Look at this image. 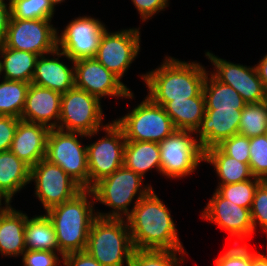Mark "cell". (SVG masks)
I'll return each mask as SVG.
<instances>
[{
  "label": "cell",
  "mask_w": 267,
  "mask_h": 266,
  "mask_svg": "<svg viewBox=\"0 0 267 266\" xmlns=\"http://www.w3.org/2000/svg\"><path fill=\"white\" fill-rule=\"evenodd\" d=\"M170 210L152 189L126 218L134 249L184 250Z\"/></svg>",
  "instance_id": "6da1fadb"
},
{
  "label": "cell",
  "mask_w": 267,
  "mask_h": 266,
  "mask_svg": "<svg viewBox=\"0 0 267 266\" xmlns=\"http://www.w3.org/2000/svg\"><path fill=\"white\" fill-rule=\"evenodd\" d=\"M208 72L197 62L188 63L165 56L163 64L141 76L149 90L147 96L155 104L164 106L174 99L198 96L203 91Z\"/></svg>",
  "instance_id": "7a4b0ae2"
},
{
  "label": "cell",
  "mask_w": 267,
  "mask_h": 266,
  "mask_svg": "<svg viewBox=\"0 0 267 266\" xmlns=\"http://www.w3.org/2000/svg\"><path fill=\"white\" fill-rule=\"evenodd\" d=\"M91 189H83L72 199L49 209L46 214L51 219L62 257L73 252L86 250L88 234L92 222L97 217L95 201Z\"/></svg>",
  "instance_id": "3957f363"
},
{
  "label": "cell",
  "mask_w": 267,
  "mask_h": 266,
  "mask_svg": "<svg viewBox=\"0 0 267 266\" xmlns=\"http://www.w3.org/2000/svg\"><path fill=\"white\" fill-rule=\"evenodd\" d=\"M85 251L102 266H129L134 247L127 220L97 216Z\"/></svg>",
  "instance_id": "277c9868"
},
{
  "label": "cell",
  "mask_w": 267,
  "mask_h": 266,
  "mask_svg": "<svg viewBox=\"0 0 267 266\" xmlns=\"http://www.w3.org/2000/svg\"><path fill=\"white\" fill-rule=\"evenodd\" d=\"M143 178L124 165L111 175L101 179L92 188L95 202H100L113 210L110 213L96 211L97 216L102 218H127L132 209L128 206L135 199L134 206L146 196L153 188L151 185L143 187ZM138 193V195H137ZM125 216V217H124Z\"/></svg>",
  "instance_id": "5b68a950"
},
{
  "label": "cell",
  "mask_w": 267,
  "mask_h": 266,
  "mask_svg": "<svg viewBox=\"0 0 267 266\" xmlns=\"http://www.w3.org/2000/svg\"><path fill=\"white\" fill-rule=\"evenodd\" d=\"M114 122L123 130L126 141L160 143L176 130L163 106L155 104L148 96Z\"/></svg>",
  "instance_id": "8992f818"
},
{
  "label": "cell",
  "mask_w": 267,
  "mask_h": 266,
  "mask_svg": "<svg viewBox=\"0 0 267 266\" xmlns=\"http://www.w3.org/2000/svg\"><path fill=\"white\" fill-rule=\"evenodd\" d=\"M77 135L87 137L81 132L50 129L45 159L60 166L83 189H89L87 147L82 146Z\"/></svg>",
  "instance_id": "52a82bcc"
},
{
  "label": "cell",
  "mask_w": 267,
  "mask_h": 266,
  "mask_svg": "<svg viewBox=\"0 0 267 266\" xmlns=\"http://www.w3.org/2000/svg\"><path fill=\"white\" fill-rule=\"evenodd\" d=\"M100 100L75 86L62 94L58 129L81 132L89 138L104 129Z\"/></svg>",
  "instance_id": "ba28073f"
},
{
  "label": "cell",
  "mask_w": 267,
  "mask_h": 266,
  "mask_svg": "<svg viewBox=\"0 0 267 266\" xmlns=\"http://www.w3.org/2000/svg\"><path fill=\"white\" fill-rule=\"evenodd\" d=\"M194 131L175 130L159 144L161 174L167 178H183L193 173L204 161V150Z\"/></svg>",
  "instance_id": "9c48e42d"
},
{
  "label": "cell",
  "mask_w": 267,
  "mask_h": 266,
  "mask_svg": "<svg viewBox=\"0 0 267 266\" xmlns=\"http://www.w3.org/2000/svg\"><path fill=\"white\" fill-rule=\"evenodd\" d=\"M103 130L104 137L86 146L89 189L124 164L126 139L123 130L114 121L107 123Z\"/></svg>",
  "instance_id": "30bf717a"
},
{
  "label": "cell",
  "mask_w": 267,
  "mask_h": 266,
  "mask_svg": "<svg viewBox=\"0 0 267 266\" xmlns=\"http://www.w3.org/2000/svg\"><path fill=\"white\" fill-rule=\"evenodd\" d=\"M35 183V195L41 201L45 213L75 197L83 188L60 166L41 159L30 169V182Z\"/></svg>",
  "instance_id": "8fae6325"
},
{
  "label": "cell",
  "mask_w": 267,
  "mask_h": 266,
  "mask_svg": "<svg viewBox=\"0 0 267 266\" xmlns=\"http://www.w3.org/2000/svg\"><path fill=\"white\" fill-rule=\"evenodd\" d=\"M51 20L11 18L3 44L14 50L50 56V53L57 49L59 34Z\"/></svg>",
  "instance_id": "7c38bea8"
},
{
  "label": "cell",
  "mask_w": 267,
  "mask_h": 266,
  "mask_svg": "<svg viewBox=\"0 0 267 266\" xmlns=\"http://www.w3.org/2000/svg\"><path fill=\"white\" fill-rule=\"evenodd\" d=\"M139 28L102 34L95 59L120 79L140 52Z\"/></svg>",
  "instance_id": "4fadbf2b"
},
{
  "label": "cell",
  "mask_w": 267,
  "mask_h": 266,
  "mask_svg": "<svg viewBox=\"0 0 267 266\" xmlns=\"http://www.w3.org/2000/svg\"><path fill=\"white\" fill-rule=\"evenodd\" d=\"M105 30L106 27L100 20L91 16H79L57 35V49L71 62L94 58Z\"/></svg>",
  "instance_id": "5bb4252c"
},
{
  "label": "cell",
  "mask_w": 267,
  "mask_h": 266,
  "mask_svg": "<svg viewBox=\"0 0 267 266\" xmlns=\"http://www.w3.org/2000/svg\"><path fill=\"white\" fill-rule=\"evenodd\" d=\"M205 56L214 65L210 72L218 81L233 87L246 104H256L267 100V90L260 80L255 66L234 64L207 51Z\"/></svg>",
  "instance_id": "9a60e30c"
},
{
  "label": "cell",
  "mask_w": 267,
  "mask_h": 266,
  "mask_svg": "<svg viewBox=\"0 0 267 266\" xmlns=\"http://www.w3.org/2000/svg\"><path fill=\"white\" fill-rule=\"evenodd\" d=\"M75 87L101 98L106 96L133 99L134 95L121 79L107 70L95 58H82L73 62Z\"/></svg>",
  "instance_id": "2e32d148"
},
{
  "label": "cell",
  "mask_w": 267,
  "mask_h": 266,
  "mask_svg": "<svg viewBox=\"0 0 267 266\" xmlns=\"http://www.w3.org/2000/svg\"><path fill=\"white\" fill-rule=\"evenodd\" d=\"M202 218L213 222L239 240L249 238L254 232L251 212L223 198L216 190L202 211Z\"/></svg>",
  "instance_id": "e0dca14e"
},
{
  "label": "cell",
  "mask_w": 267,
  "mask_h": 266,
  "mask_svg": "<svg viewBox=\"0 0 267 266\" xmlns=\"http://www.w3.org/2000/svg\"><path fill=\"white\" fill-rule=\"evenodd\" d=\"M241 112L242 109H205L195 131L202 149L218 146L223 140L238 134Z\"/></svg>",
  "instance_id": "ac0fdd59"
},
{
  "label": "cell",
  "mask_w": 267,
  "mask_h": 266,
  "mask_svg": "<svg viewBox=\"0 0 267 266\" xmlns=\"http://www.w3.org/2000/svg\"><path fill=\"white\" fill-rule=\"evenodd\" d=\"M61 98L60 92L30 83L20 119L58 128Z\"/></svg>",
  "instance_id": "d6986e66"
},
{
  "label": "cell",
  "mask_w": 267,
  "mask_h": 266,
  "mask_svg": "<svg viewBox=\"0 0 267 266\" xmlns=\"http://www.w3.org/2000/svg\"><path fill=\"white\" fill-rule=\"evenodd\" d=\"M50 128L39 123L19 120L10 151L30 168L46 156Z\"/></svg>",
  "instance_id": "ffe728a7"
},
{
  "label": "cell",
  "mask_w": 267,
  "mask_h": 266,
  "mask_svg": "<svg viewBox=\"0 0 267 266\" xmlns=\"http://www.w3.org/2000/svg\"><path fill=\"white\" fill-rule=\"evenodd\" d=\"M50 55L54 57L50 59L47 54L38 56L31 83L61 94L66 93L75 86L74 63L72 62L73 66L69 67L63 61L60 62L59 58L64 57L65 54L59 49H56Z\"/></svg>",
  "instance_id": "44dd1931"
},
{
  "label": "cell",
  "mask_w": 267,
  "mask_h": 266,
  "mask_svg": "<svg viewBox=\"0 0 267 266\" xmlns=\"http://www.w3.org/2000/svg\"><path fill=\"white\" fill-rule=\"evenodd\" d=\"M27 214L17 211L9 203L0 213V253L18 257L25 249V224Z\"/></svg>",
  "instance_id": "7402d4cb"
},
{
  "label": "cell",
  "mask_w": 267,
  "mask_h": 266,
  "mask_svg": "<svg viewBox=\"0 0 267 266\" xmlns=\"http://www.w3.org/2000/svg\"><path fill=\"white\" fill-rule=\"evenodd\" d=\"M30 169L10 150L0 152V195L8 203L30 183Z\"/></svg>",
  "instance_id": "603a6c76"
},
{
  "label": "cell",
  "mask_w": 267,
  "mask_h": 266,
  "mask_svg": "<svg viewBox=\"0 0 267 266\" xmlns=\"http://www.w3.org/2000/svg\"><path fill=\"white\" fill-rule=\"evenodd\" d=\"M176 130L196 131L205 115L203 91L196 97L185 100H172L163 106Z\"/></svg>",
  "instance_id": "cb8c5ba5"
},
{
  "label": "cell",
  "mask_w": 267,
  "mask_h": 266,
  "mask_svg": "<svg viewBox=\"0 0 267 266\" xmlns=\"http://www.w3.org/2000/svg\"><path fill=\"white\" fill-rule=\"evenodd\" d=\"M0 75L2 79L31 83L38 55L14 50L0 44ZM3 60V61H2Z\"/></svg>",
  "instance_id": "d4e9b609"
},
{
  "label": "cell",
  "mask_w": 267,
  "mask_h": 266,
  "mask_svg": "<svg viewBox=\"0 0 267 266\" xmlns=\"http://www.w3.org/2000/svg\"><path fill=\"white\" fill-rule=\"evenodd\" d=\"M204 162L213 165L220 182L218 185L244 182L254 178L250 165L226 155L218 146L204 151Z\"/></svg>",
  "instance_id": "484cf974"
},
{
  "label": "cell",
  "mask_w": 267,
  "mask_h": 266,
  "mask_svg": "<svg viewBox=\"0 0 267 266\" xmlns=\"http://www.w3.org/2000/svg\"><path fill=\"white\" fill-rule=\"evenodd\" d=\"M123 165L142 178L153 168L161 174L159 144L149 141H126Z\"/></svg>",
  "instance_id": "4316f807"
},
{
  "label": "cell",
  "mask_w": 267,
  "mask_h": 266,
  "mask_svg": "<svg viewBox=\"0 0 267 266\" xmlns=\"http://www.w3.org/2000/svg\"><path fill=\"white\" fill-rule=\"evenodd\" d=\"M25 249L59 253L54 225L47 214L27 217L25 224Z\"/></svg>",
  "instance_id": "83f0119b"
},
{
  "label": "cell",
  "mask_w": 267,
  "mask_h": 266,
  "mask_svg": "<svg viewBox=\"0 0 267 266\" xmlns=\"http://www.w3.org/2000/svg\"><path fill=\"white\" fill-rule=\"evenodd\" d=\"M203 93L206 109H243L246 105L233 87L218 81L210 73L205 78Z\"/></svg>",
  "instance_id": "f1b7e54d"
},
{
  "label": "cell",
  "mask_w": 267,
  "mask_h": 266,
  "mask_svg": "<svg viewBox=\"0 0 267 266\" xmlns=\"http://www.w3.org/2000/svg\"><path fill=\"white\" fill-rule=\"evenodd\" d=\"M29 86L30 83L23 81L3 79L0 83V115L20 119Z\"/></svg>",
  "instance_id": "f546056e"
},
{
  "label": "cell",
  "mask_w": 267,
  "mask_h": 266,
  "mask_svg": "<svg viewBox=\"0 0 267 266\" xmlns=\"http://www.w3.org/2000/svg\"><path fill=\"white\" fill-rule=\"evenodd\" d=\"M267 131V100L246 104L242 109L238 134L248 138L264 135Z\"/></svg>",
  "instance_id": "4dcf8cb0"
},
{
  "label": "cell",
  "mask_w": 267,
  "mask_h": 266,
  "mask_svg": "<svg viewBox=\"0 0 267 266\" xmlns=\"http://www.w3.org/2000/svg\"><path fill=\"white\" fill-rule=\"evenodd\" d=\"M186 253L185 250L134 249L129 266H180Z\"/></svg>",
  "instance_id": "1f68e13d"
},
{
  "label": "cell",
  "mask_w": 267,
  "mask_h": 266,
  "mask_svg": "<svg viewBox=\"0 0 267 266\" xmlns=\"http://www.w3.org/2000/svg\"><path fill=\"white\" fill-rule=\"evenodd\" d=\"M261 181V179L254 177L244 182L219 185L216 191L234 204L251 209L255 190Z\"/></svg>",
  "instance_id": "d6a6232c"
},
{
  "label": "cell",
  "mask_w": 267,
  "mask_h": 266,
  "mask_svg": "<svg viewBox=\"0 0 267 266\" xmlns=\"http://www.w3.org/2000/svg\"><path fill=\"white\" fill-rule=\"evenodd\" d=\"M55 8L49 0H13L11 18L53 19Z\"/></svg>",
  "instance_id": "836d02e7"
},
{
  "label": "cell",
  "mask_w": 267,
  "mask_h": 266,
  "mask_svg": "<svg viewBox=\"0 0 267 266\" xmlns=\"http://www.w3.org/2000/svg\"><path fill=\"white\" fill-rule=\"evenodd\" d=\"M249 165L254 177L267 180V141L265 135L250 138Z\"/></svg>",
  "instance_id": "e575fe53"
},
{
  "label": "cell",
  "mask_w": 267,
  "mask_h": 266,
  "mask_svg": "<svg viewBox=\"0 0 267 266\" xmlns=\"http://www.w3.org/2000/svg\"><path fill=\"white\" fill-rule=\"evenodd\" d=\"M250 212L254 231L259 223L263 232H267V180L257 186Z\"/></svg>",
  "instance_id": "d590c367"
},
{
  "label": "cell",
  "mask_w": 267,
  "mask_h": 266,
  "mask_svg": "<svg viewBox=\"0 0 267 266\" xmlns=\"http://www.w3.org/2000/svg\"><path fill=\"white\" fill-rule=\"evenodd\" d=\"M218 147L228 156L235 158L237 161L247 163L250 160V138L241 134L223 140Z\"/></svg>",
  "instance_id": "8d00e7d4"
},
{
  "label": "cell",
  "mask_w": 267,
  "mask_h": 266,
  "mask_svg": "<svg viewBox=\"0 0 267 266\" xmlns=\"http://www.w3.org/2000/svg\"><path fill=\"white\" fill-rule=\"evenodd\" d=\"M235 247L230 248L222 256L220 255L215 261L216 266H251V251H248L247 245L244 243L239 246L234 241Z\"/></svg>",
  "instance_id": "74e56055"
},
{
  "label": "cell",
  "mask_w": 267,
  "mask_h": 266,
  "mask_svg": "<svg viewBox=\"0 0 267 266\" xmlns=\"http://www.w3.org/2000/svg\"><path fill=\"white\" fill-rule=\"evenodd\" d=\"M22 255L23 266H58L63 261L53 251L25 250Z\"/></svg>",
  "instance_id": "f35d334b"
},
{
  "label": "cell",
  "mask_w": 267,
  "mask_h": 266,
  "mask_svg": "<svg viewBox=\"0 0 267 266\" xmlns=\"http://www.w3.org/2000/svg\"><path fill=\"white\" fill-rule=\"evenodd\" d=\"M20 119L0 115V152L9 151Z\"/></svg>",
  "instance_id": "ab89813d"
},
{
  "label": "cell",
  "mask_w": 267,
  "mask_h": 266,
  "mask_svg": "<svg viewBox=\"0 0 267 266\" xmlns=\"http://www.w3.org/2000/svg\"><path fill=\"white\" fill-rule=\"evenodd\" d=\"M141 15L142 21L152 18L157 12L164 10L169 0H131Z\"/></svg>",
  "instance_id": "60d3db41"
},
{
  "label": "cell",
  "mask_w": 267,
  "mask_h": 266,
  "mask_svg": "<svg viewBox=\"0 0 267 266\" xmlns=\"http://www.w3.org/2000/svg\"><path fill=\"white\" fill-rule=\"evenodd\" d=\"M61 258L64 266H102L86 251L69 253Z\"/></svg>",
  "instance_id": "b9f144b4"
},
{
  "label": "cell",
  "mask_w": 267,
  "mask_h": 266,
  "mask_svg": "<svg viewBox=\"0 0 267 266\" xmlns=\"http://www.w3.org/2000/svg\"><path fill=\"white\" fill-rule=\"evenodd\" d=\"M11 16V4L0 0V44L6 40Z\"/></svg>",
  "instance_id": "7bdbcfd3"
},
{
  "label": "cell",
  "mask_w": 267,
  "mask_h": 266,
  "mask_svg": "<svg viewBox=\"0 0 267 266\" xmlns=\"http://www.w3.org/2000/svg\"><path fill=\"white\" fill-rule=\"evenodd\" d=\"M255 68L263 86L267 90V54L255 65Z\"/></svg>",
  "instance_id": "ee69618b"
},
{
  "label": "cell",
  "mask_w": 267,
  "mask_h": 266,
  "mask_svg": "<svg viewBox=\"0 0 267 266\" xmlns=\"http://www.w3.org/2000/svg\"><path fill=\"white\" fill-rule=\"evenodd\" d=\"M251 266H267V256L251 252Z\"/></svg>",
  "instance_id": "f6af8a7d"
},
{
  "label": "cell",
  "mask_w": 267,
  "mask_h": 266,
  "mask_svg": "<svg viewBox=\"0 0 267 266\" xmlns=\"http://www.w3.org/2000/svg\"><path fill=\"white\" fill-rule=\"evenodd\" d=\"M2 200H4V203L5 204L4 206H2ZM9 203L0 195V213L6 208V206L8 205Z\"/></svg>",
  "instance_id": "bcb514c9"
},
{
  "label": "cell",
  "mask_w": 267,
  "mask_h": 266,
  "mask_svg": "<svg viewBox=\"0 0 267 266\" xmlns=\"http://www.w3.org/2000/svg\"><path fill=\"white\" fill-rule=\"evenodd\" d=\"M49 1L52 4V6L55 8L56 4L58 5L65 0H49Z\"/></svg>",
  "instance_id": "7dc6e473"
},
{
  "label": "cell",
  "mask_w": 267,
  "mask_h": 266,
  "mask_svg": "<svg viewBox=\"0 0 267 266\" xmlns=\"http://www.w3.org/2000/svg\"><path fill=\"white\" fill-rule=\"evenodd\" d=\"M1 1H4V2H5V0H1ZM12 1H13V0H9L8 3H9V4H12Z\"/></svg>",
  "instance_id": "c3c4849f"
},
{
  "label": "cell",
  "mask_w": 267,
  "mask_h": 266,
  "mask_svg": "<svg viewBox=\"0 0 267 266\" xmlns=\"http://www.w3.org/2000/svg\"><path fill=\"white\" fill-rule=\"evenodd\" d=\"M265 137H266V141H267V131L264 133Z\"/></svg>",
  "instance_id": "681fc988"
}]
</instances>
